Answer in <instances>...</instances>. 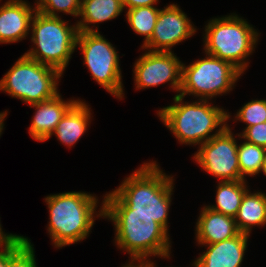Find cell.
Wrapping results in <instances>:
<instances>
[{"instance_id":"4","label":"cell","mask_w":266,"mask_h":267,"mask_svg":"<svg viewBox=\"0 0 266 267\" xmlns=\"http://www.w3.org/2000/svg\"><path fill=\"white\" fill-rule=\"evenodd\" d=\"M183 100L184 97L175 95L173 105L157 111L161 122L180 144L200 146L228 126L231 114L209 103L211 100L197 99L191 103Z\"/></svg>"},{"instance_id":"21","label":"cell","mask_w":266,"mask_h":267,"mask_svg":"<svg viewBox=\"0 0 266 267\" xmlns=\"http://www.w3.org/2000/svg\"><path fill=\"white\" fill-rule=\"evenodd\" d=\"M160 9L156 6H142L126 11V20L131 29L138 35L144 36L142 46L152 37Z\"/></svg>"},{"instance_id":"32","label":"cell","mask_w":266,"mask_h":267,"mask_svg":"<svg viewBox=\"0 0 266 267\" xmlns=\"http://www.w3.org/2000/svg\"><path fill=\"white\" fill-rule=\"evenodd\" d=\"M261 172H263V174L266 176V154H265L264 161L262 163V167H261V170H260V173Z\"/></svg>"},{"instance_id":"20","label":"cell","mask_w":266,"mask_h":267,"mask_svg":"<svg viewBox=\"0 0 266 267\" xmlns=\"http://www.w3.org/2000/svg\"><path fill=\"white\" fill-rule=\"evenodd\" d=\"M247 180L220 181L217 184L214 205L208 208L235 218L244 194L249 190Z\"/></svg>"},{"instance_id":"33","label":"cell","mask_w":266,"mask_h":267,"mask_svg":"<svg viewBox=\"0 0 266 267\" xmlns=\"http://www.w3.org/2000/svg\"><path fill=\"white\" fill-rule=\"evenodd\" d=\"M121 267H136L135 264H128V263H125L123 264V266Z\"/></svg>"},{"instance_id":"22","label":"cell","mask_w":266,"mask_h":267,"mask_svg":"<svg viewBox=\"0 0 266 267\" xmlns=\"http://www.w3.org/2000/svg\"><path fill=\"white\" fill-rule=\"evenodd\" d=\"M266 154V148L244 142L238 144L237 156L241 177L260 174L262 163Z\"/></svg>"},{"instance_id":"30","label":"cell","mask_w":266,"mask_h":267,"mask_svg":"<svg viewBox=\"0 0 266 267\" xmlns=\"http://www.w3.org/2000/svg\"><path fill=\"white\" fill-rule=\"evenodd\" d=\"M135 266L136 267H157V265L151 260L141 261L139 263H136Z\"/></svg>"},{"instance_id":"2","label":"cell","mask_w":266,"mask_h":267,"mask_svg":"<svg viewBox=\"0 0 266 267\" xmlns=\"http://www.w3.org/2000/svg\"><path fill=\"white\" fill-rule=\"evenodd\" d=\"M174 176H168L156 161L140 165L113 192L131 209V214L150 215L167 232Z\"/></svg>"},{"instance_id":"17","label":"cell","mask_w":266,"mask_h":267,"mask_svg":"<svg viewBox=\"0 0 266 267\" xmlns=\"http://www.w3.org/2000/svg\"><path fill=\"white\" fill-rule=\"evenodd\" d=\"M91 108L83 101L78 100L62 117L53 131L57 139L68 148L73 147L84 135L91 123Z\"/></svg>"},{"instance_id":"19","label":"cell","mask_w":266,"mask_h":267,"mask_svg":"<svg viewBox=\"0 0 266 267\" xmlns=\"http://www.w3.org/2000/svg\"><path fill=\"white\" fill-rule=\"evenodd\" d=\"M240 233L250 235L252 227L266 225V193L248 190L241 201L235 216Z\"/></svg>"},{"instance_id":"28","label":"cell","mask_w":266,"mask_h":267,"mask_svg":"<svg viewBox=\"0 0 266 267\" xmlns=\"http://www.w3.org/2000/svg\"><path fill=\"white\" fill-rule=\"evenodd\" d=\"M159 2V0H123V8L133 9L142 6H154Z\"/></svg>"},{"instance_id":"15","label":"cell","mask_w":266,"mask_h":267,"mask_svg":"<svg viewBox=\"0 0 266 267\" xmlns=\"http://www.w3.org/2000/svg\"><path fill=\"white\" fill-rule=\"evenodd\" d=\"M78 100L74 98L63 100L58 93L52 99L29 105L30 108H35L31 124L28 127L29 135L38 142L49 140L62 117Z\"/></svg>"},{"instance_id":"26","label":"cell","mask_w":266,"mask_h":267,"mask_svg":"<svg viewBox=\"0 0 266 267\" xmlns=\"http://www.w3.org/2000/svg\"><path fill=\"white\" fill-rule=\"evenodd\" d=\"M239 134L246 142L266 148V122L249 126Z\"/></svg>"},{"instance_id":"29","label":"cell","mask_w":266,"mask_h":267,"mask_svg":"<svg viewBox=\"0 0 266 267\" xmlns=\"http://www.w3.org/2000/svg\"><path fill=\"white\" fill-rule=\"evenodd\" d=\"M9 261V247L0 249V267H6Z\"/></svg>"},{"instance_id":"18","label":"cell","mask_w":266,"mask_h":267,"mask_svg":"<svg viewBox=\"0 0 266 267\" xmlns=\"http://www.w3.org/2000/svg\"><path fill=\"white\" fill-rule=\"evenodd\" d=\"M123 11V0H81L78 16L81 18L76 22L78 30L99 32L96 24L116 19Z\"/></svg>"},{"instance_id":"31","label":"cell","mask_w":266,"mask_h":267,"mask_svg":"<svg viewBox=\"0 0 266 267\" xmlns=\"http://www.w3.org/2000/svg\"><path fill=\"white\" fill-rule=\"evenodd\" d=\"M8 115V111H4V112H0V136L3 133V129H4V120Z\"/></svg>"},{"instance_id":"7","label":"cell","mask_w":266,"mask_h":267,"mask_svg":"<svg viewBox=\"0 0 266 267\" xmlns=\"http://www.w3.org/2000/svg\"><path fill=\"white\" fill-rule=\"evenodd\" d=\"M62 73L23 54L0 80V90L28 105L55 97Z\"/></svg>"},{"instance_id":"8","label":"cell","mask_w":266,"mask_h":267,"mask_svg":"<svg viewBox=\"0 0 266 267\" xmlns=\"http://www.w3.org/2000/svg\"><path fill=\"white\" fill-rule=\"evenodd\" d=\"M205 56L187 66L182 63L180 96L211 100L232 91L242 76L243 73L230 62L207 53Z\"/></svg>"},{"instance_id":"27","label":"cell","mask_w":266,"mask_h":267,"mask_svg":"<svg viewBox=\"0 0 266 267\" xmlns=\"http://www.w3.org/2000/svg\"><path fill=\"white\" fill-rule=\"evenodd\" d=\"M21 237H22L21 235L5 233L2 230V225L0 222V248L1 249L15 244Z\"/></svg>"},{"instance_id":"24","label":"cell","mask_w":266,"mask_h":267,"mask_svg":"<svg viewBox=\"0 0 266 267\" xmlns=\"http://www.w3.org/2000/svg\"><path fill=\"white\" fill-rule=\"evenodd\" d=\"M37 1V2H36ZM36 10L48 15L58 17V12L73 15L75 18L79 16L81 0H36Z\"/></svg>"},{"instance_id":"13","label":"cell","mask_w":266,"mask_h":267,"mask_svg":"<svg viewBox=\"0 0 266 267\" xmlns=\"http://www.w3.org/2000/svg\"><path fill=\"white\" fill-rule=\"evenodd\" d=\"M33 6L24 0H7L0 6V44L17 43L28 37L37 11Z\"/></svg>"},{"instance_id":"1","label":"cell","mask_w":266,"mask_h":267,"mask_svg":"<svg viewBox=\"0 0 266 267\" xmlns=\"http://www.w3.org/2000/svg\"><path fill=\"white\" fill-rule=\"evenodd\" d=\"M103 197V218L113 223L114 243L130 255L129 264L150 260L153 256L170 259L169 232L150 215L131 214V209L113 191Z\"/></svg>"},{"instance_id":"3","label":"cell","mask_w":266,"mask_h":267,"mask_svg":"<svg viewBox=\"0 0 266 267\" xmlns=\"http://www.w3.org/2000/svg\"><path fill=\"white\" fill-rule=\"evenodd\" d=\"M44 200L49 210L47 231L55 248L83 241L89 236L96 218L104 217L103 201L97 212L98 198L88 192L50 194Z\"/></svg>"},{"instance_id":"6","label":"cell","mask_w":266,"mask_h":267,"mask_svg":"<svg viewBox=\"0 0 266 267\" xmlns=\"http://www.w3.org/2000/svg\"><path fill=\"white\" fill-rule=\"evenodd\" d=\"M62 16H48L36 11L30 26L31 42L34 47L24 54L59 70L62 74L68 66L76 47L79 33L77 24L68 25Z\"/></svg>"},{"instance_id":"16","label":"cell","mask_w":266,"mask_h":267,"mask_svg":"<svg viewBox=\"0 0 266 267\" xmlns=\"http://www.w3.org/2000/svg\"><path fill=\"white\" fill-rule=\"evenodd\" d=\"M196 222L197 244H213L237 236L240 231L233 217L216 212L206 205L201 208Z\"/></svg>"},{"instance_id":"11","label":"cell","mask_w":266,"mask_h":267,"mask_svg":"<svg viewBox=\"0 0 266 267\" xmlns=\"http://www.w3.org/2000/svg\"><path fill=\"white\" fill-rule=\"evenodd\" d=\"M133 68L135 89L157 87L161 84L170 83L176 95L181 88L182 61L174 52H154L146 49Z\"/></svg>"},{"instance_id":"9","label":"cell","mask_w":266,"mask_h":267,"mask_svg":"<svg viewBox=\"0 0 266 267\" xmlns=\"http://www.w3.org/2000/svg\"><path fill=\"white\" fill-rule=\"evenodd\" d=\"M83 55V63L92 78L109 94L121 100L124 95L119 54L100 32L79 31L76 47Z\"/></svg>"},{"instance_id":"25","label":"cell","mask_w":266,"mask_h":267,"mask_svg":"<svg viewBox=\"0 0 266 267\" xmlns=\"http://www.w3.org/2000/svg\"><path fill=\"white\" fill-rule=\"evenodd\" d=\"M234 121L246 123V127L266 122V99H252L244 104L233 116Z\"/></svg>"},{"instance_id":"5","label":"cell","mask_w":266,"mask_h":267,"mask_svg":"<svg viewBox=\"0 0 266 267\" xmlns=\"http://www.w3.org/2000/svg\"><path fill=\"white\" fill-rule=\"evenodd\" d=\"M204 52L233 64L242 73L249 66L247 58L253 53L259 34L236 13L213 18L205 25Z\"/></svg>"},{"instance_id":"23","label":"cell","mask_w":266,"mask_h":267,"mask_svg":"<svg viewBox=\"0 0 266 267\" xmlns=\"http://www.w3.org/2000/svg\"><path fill=\"white\" fill-rule=\"evenodd\" d=\"M28 237H22L9 246V261L6 267H38L35 257L34 245Z\"/></svg>"},{"instance_id":"12","label":"cell","mask_w":266,"mask_h":267,"mask_svg":"<svg viewBox=\"0 0 266 267\" xmlns=\"http://www.w3.org/2000/svg\"><path fill=\"white\" fill-rule=\"evenodd\" d=\"M193 22L177 4L160 9L151 39L141 47L154 52H173L172 47L195 34Z\"/></svg>"},{"instance_id":"14","label":"cell","mask_w":266,"mask_h":267,"mask_svg":"<svg viewBox=\"0 0 266 267\" xmlns=\"http://www.w3.org/2000/svg\"><path fill=\"white\" fill-rule=\"evenodd\" d=\"M250 235L239 233L237 236L213 244H198L207 247L199 254L193 267H241ZM205 245V246H204Z\"/></svg>"},{"instance_id":"10","label":"cell","mask_w":266,"mask_h":267,"mask_svg":"<svg viewBox=\"0 0 266 267\" xmlns=\"http://www.w3.org/2000/svg\"><path fill=\"white\" fill-rule=\"evenodd\" d=\"M237 137L240 139V134L235 137L230 126H226L198 147L193 156L194 161L207 174L220 181L244 180L239 169Z\"/></svg>"}]
</instances>
